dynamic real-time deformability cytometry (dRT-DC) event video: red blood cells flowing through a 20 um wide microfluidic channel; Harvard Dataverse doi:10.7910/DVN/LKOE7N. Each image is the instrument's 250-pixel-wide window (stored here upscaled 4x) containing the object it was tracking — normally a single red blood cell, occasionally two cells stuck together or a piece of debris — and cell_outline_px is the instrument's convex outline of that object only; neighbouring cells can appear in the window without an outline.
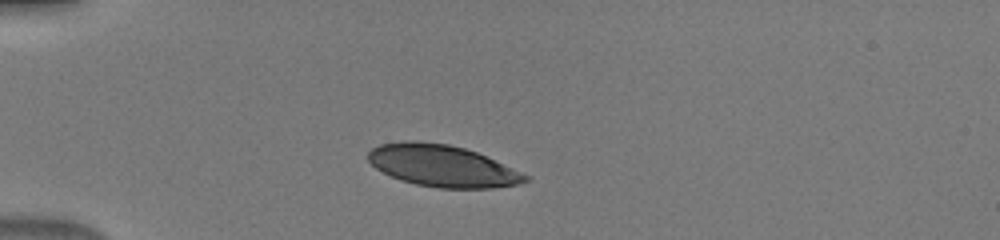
{"species": "human", "species_latin": "Homo sapiens", "temperature_condition": "warm", "stored_images_in_passage": 37, "camera_frame_rate_fps": 3000, "um_per_image_px": 0.085, "donor": {"sex": "male"}, "frame": {"image": 1, "passage_image": 1, "time_ms": 0.0, "image_size_px": [1000, 240], "cell_outline_px": [[532, 176], [528, 180], [516, 184], [492, 188], [440, 188], [416, 184], [400, 180], [376, 168], [368, 160], [368, 152], [372, 148], [380, 144], [408, 140], [416, 140], [448, 144], [464, 148], [476, 152]], "centroid_in_image_um": [37.6, 14.09], "position_along_channel_um": 47.4, "area_um2": 38.09}}
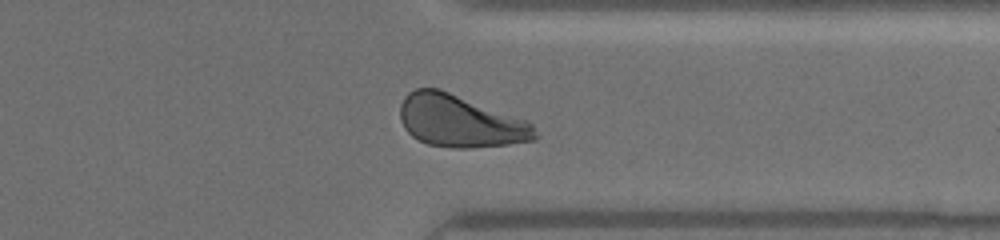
{"frame": {"image": 2, "passage_image": 27, "time_ms": 8.667, "image_size_px": [1000, 240], "cell_outline_px": [[540, 136], [536, 140], [508, 144], [472, 148], [452, 148], [428, 144], [412, 136], [404, 128], [400, 120], [400, 104], [404, 96], [408, 92], [416, 88], [440, 88], [528, 120], [532, 124]], "centroid_in_image_um": [39.12, 10.29], "position_along_channel_um": 372.3, "area_um2": 41.56}}
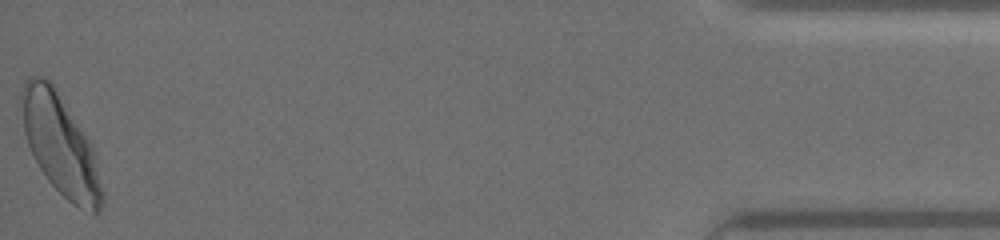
{"frame": {"image": 3, "passage_image": 37, "time_ms": 12.0, "image_size_px": [1000, 240], "cell_outline_px": [[104, 204], [96, 212], [92, 212], [80, 208], [72, 204], [48, 180], [40, 168], [28, 144], [24, 132], [20, 100], [20, 92], [24, 84], [32, 76], [44, 76], [56, 88], [88, 140], [92, 148], [104, 192]], "centroid_in_image_um": [5.12, 12.31], "position_along_channel_um": 430.1, "area_um2": 46.36}}